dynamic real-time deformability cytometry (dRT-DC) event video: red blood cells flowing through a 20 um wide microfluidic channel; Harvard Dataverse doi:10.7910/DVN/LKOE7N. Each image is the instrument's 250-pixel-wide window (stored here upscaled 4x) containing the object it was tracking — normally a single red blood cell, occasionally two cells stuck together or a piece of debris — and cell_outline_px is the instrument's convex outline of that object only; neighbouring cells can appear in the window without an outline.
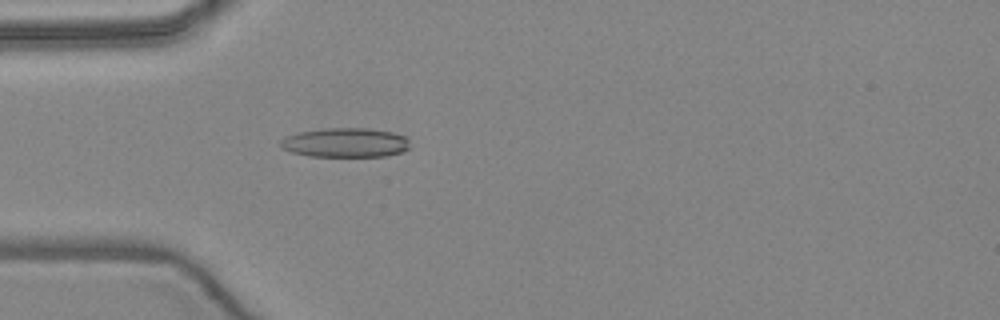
{"species": "common noctule bat (a hibernating species)", "species_latin": "Nyctalus noctula", "temperature_condition": "warm", "stored_images_in_passage": 5, "camera_frame_rate_fps": 3000, "um_per_image_px": 0.085, "animal": {"sex": "female", "body_mass_g": 24.6, "forearm_length_mm": 56.2}, "frame": {"image": 1, "passage_image": 5, "time_ms": 4.667, "image_size_px": [1000, 320], "cell_outline_px": [[408, 148], [400, 152], [384, 156], [312, 156], [292, 152], [280, 148], [280, 140], [284, 136], [300, 132], [328, 128], [368, 128], [392, 132], [404, 136], [408, 140]], "centroid_in_image_um": [29.31, 12.12], "position_along_channel_um": 55.7, "area_um2": 21.96}}